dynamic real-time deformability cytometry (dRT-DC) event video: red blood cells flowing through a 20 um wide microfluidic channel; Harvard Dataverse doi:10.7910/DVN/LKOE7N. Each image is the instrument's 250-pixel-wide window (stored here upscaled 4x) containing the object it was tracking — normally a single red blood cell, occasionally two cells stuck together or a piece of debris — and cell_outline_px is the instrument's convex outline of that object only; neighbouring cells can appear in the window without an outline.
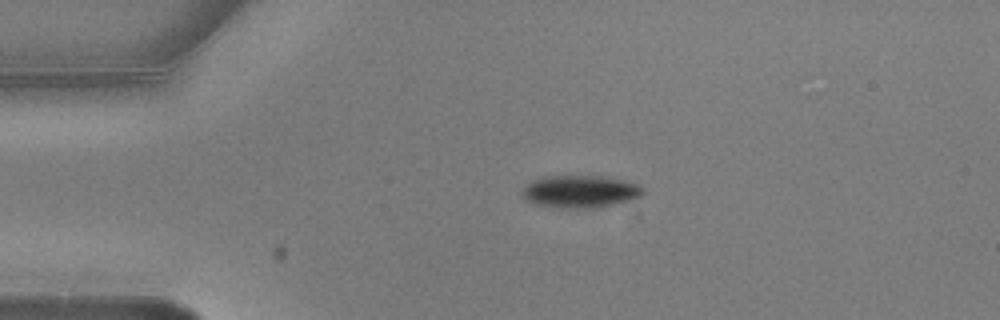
{"species": "common noctule bat (a hibernating species)", "species_latin": "Nyctalus noctula", "temperature_condition": "warm", "stored_images_in_passage": 2, "camera_frame_rate_fps": 3000, "um_per_image_px": 0.085, "animal": {"sex": "male", "body_mass_g": 20.5, "forearm_length_mm": 52.5}, "frame": {"image": 1, "passage_image": 1, "time_ms": 0.0, "image_size_px": [1000, 320], "cell_outline_px": [[644, 192], [640, 196], [600, 208], [560, 208], [536, 204], [524, 200], [520, 196], [520, 192], [532, 180], [544, 176], [604, 176], [628, 180], [640, 184], [644, 188]], "centroid_in_image_um": [49.31, 16.27], "position_along_channel_um": 35.7, "area_um2": 23.18}}
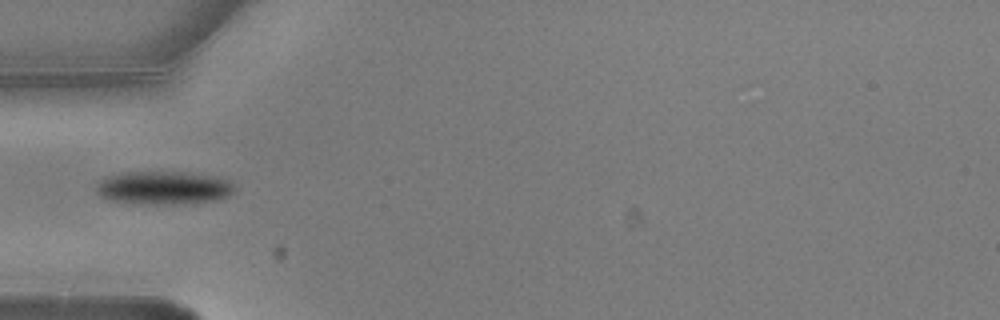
{"frame": {"image": 2, "passage_image": 2, "time_ms": 0.333, "image_size_px": [1000, 320], "cell_outline_px": [[236, 188], [228, 196], [216, 200], [188, 204], [132, 204], [108, 200], [100, 196], [96, 192], [96, 184], [104, 176], [120, 172], [188, 172], [216, 176], [228, 180]], "centroid_in_image_um": [13.86, 15.97], "position_along_channel_um": 71.1, "area_um2": 27.46}}